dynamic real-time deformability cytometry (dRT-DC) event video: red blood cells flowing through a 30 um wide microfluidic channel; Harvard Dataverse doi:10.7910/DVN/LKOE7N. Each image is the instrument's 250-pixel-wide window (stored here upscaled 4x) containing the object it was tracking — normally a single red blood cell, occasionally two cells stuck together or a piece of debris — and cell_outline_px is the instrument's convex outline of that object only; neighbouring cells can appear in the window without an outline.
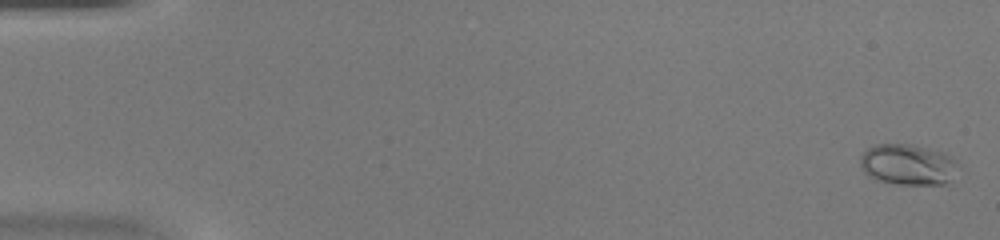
{"species": "common noctule bat (a hibernating species)", "species_latin": "Nyctalus noctula", "temperature_condition": "warm", "stored_images_in_passage": 46, "camera_frame_rate_fps": 3000, "um_per_image_px": 0.085, "animal": {"sex": "female", "body_mass_g": 20.0, "forearm_length_mm": 54.0}, "frame": {"image": 1, "passage_image": 1, "time_ms": 0.0, "image_size_px": [1000, 240], "cell_outline_px": [[956, 160], [948, 180], [944, 184], [896, 184], [876, 180], [868, 176], [864, 172], [860, 164], [860, 156], [868, 148], [876, 144], [912, 144], [940, 152]], "centroid_in_image_um": [77.05, 13.98], "position_along_channel_um": 8.0, "area_um2": 22.72}}
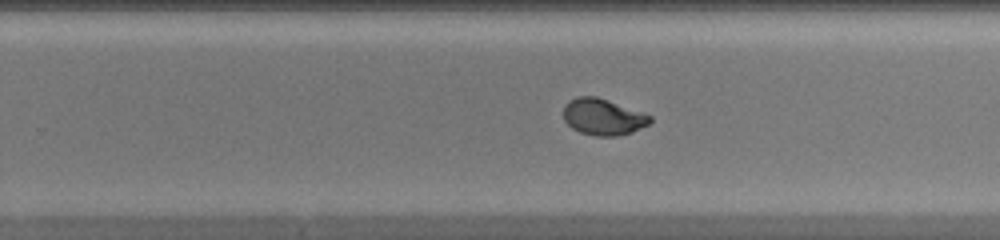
{"frame": {"image": 2, "passage_image": 30, "time_ms": 9.667, "image_size_px": [1000, 240], "cell_outline_px": [[652, 120], [648, 124], [632, 132], [616, 136], [596, 136], [580, 132], [572, 128], [564, 120], [564, 104], [576, 96], [596, 96], [644, 112], [652, 116]], "centroid_in_image_um": [51.26, 9.93], "position_along_channel_um": 278.5, "area_um2": 18.44}}
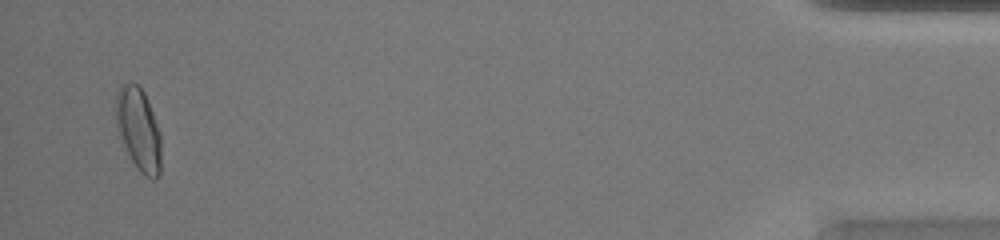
{"frame": {"image": 3, "passage_image": 45, "time_ms": 14.667, "image_size_px": [1000, 240], "cell_outline_px": [[160, 172], [156, 180], [152, 180], [144, 176], [136, 168], [120, 136], [116, 124], [116, 92], [120, 84], [136, 84], [144, 92], [148, 100], [160, 132]], "centroid_in_image_um": [11.78, 11.01], "position_along_channel_um": 423.4, "area_um2": 21.68}}